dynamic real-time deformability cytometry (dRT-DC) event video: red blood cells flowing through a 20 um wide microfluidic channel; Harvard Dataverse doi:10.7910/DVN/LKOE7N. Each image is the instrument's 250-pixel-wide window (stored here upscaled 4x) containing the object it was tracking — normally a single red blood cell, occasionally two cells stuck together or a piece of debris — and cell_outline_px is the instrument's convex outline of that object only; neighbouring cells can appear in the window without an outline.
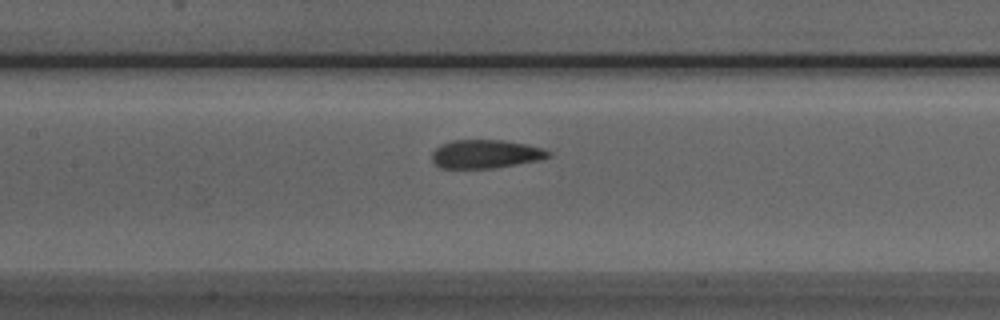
{"species": "Egyptian fruit bat (a non-hibernating species)", "species_latin": "Rousettus aegyptiacus", "temperature_condition": "room temperature", "stored_images_in_passage": 37, "camera_frame_rate_fps": 3000, "um_per_image_px": 0.085, "animal": {"sex": "male"}, "frame": {"image": 1, "passage_image": 14, "time_ms": 4.333, "image_size_px": [1000, 320], "cell_outline_px": [[552, 156], [540, 160], [492, 168], [440, 168], [432, 160], [432, 152], [440, 144], [452, 140], [504, 140], [528, 144], [552, 152]], "centroid_in_image_um": [41.28, 13.08], "position_along_channel_um": 166.1, "area_um2": 19.42}}
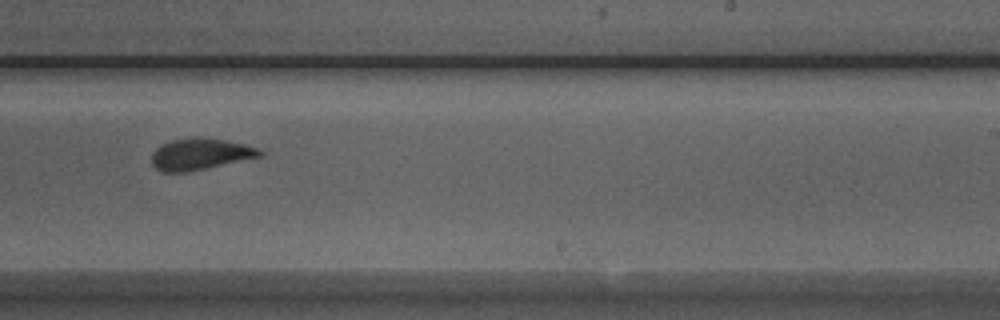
{"frame": {"image": 2, "passage_image": 22, "time_ms": 7.0, "image_size_px": [1000, 320], "cell_outline_px": [[264, 156], [188, 172], [164, 172], [156, 168], [152, 164], [152, 152], [160, 144], [172, 140], [224, 140], [244, 144], [256, 148], [264, 152]], "centroid_in_image_um": [17.02, 13.15], "position_along_channel_um": 272.0, "area_um2": 19.19}}
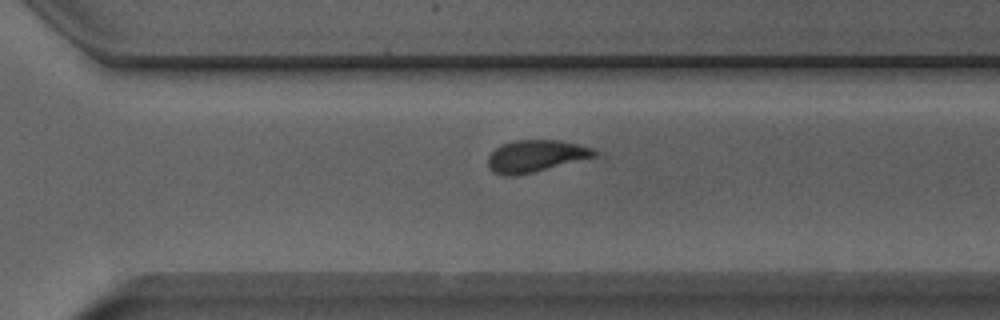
{"frame": {"image": 3, "passage_image": 26, "time_ms": 8.333, "image_size_px": [1000, 320], "cell_outline_px": [[608, 156], [516, 176], [504, 176], [492, 172], [488, 168], [488, 156], [496, 148], [504, 144], [516, 140], [560, 140], [592, 148]], "centroid_in_image_um": [45.69, 13.29], "position_along_channel_um": 324.9, "area_um2": 20.69}, "authors_computed_cell_mechanics": {"area_um2": 20.0566, "velocity_mm_per_s": 3.9842, "shape_relaxation_time_tau1_ms": 3.5728, "shape_relaxation_time_tau2_ms": 1.8586, "deformation_change_tau1": 0.1165, "deformation_change_tau2": 0.1041}}